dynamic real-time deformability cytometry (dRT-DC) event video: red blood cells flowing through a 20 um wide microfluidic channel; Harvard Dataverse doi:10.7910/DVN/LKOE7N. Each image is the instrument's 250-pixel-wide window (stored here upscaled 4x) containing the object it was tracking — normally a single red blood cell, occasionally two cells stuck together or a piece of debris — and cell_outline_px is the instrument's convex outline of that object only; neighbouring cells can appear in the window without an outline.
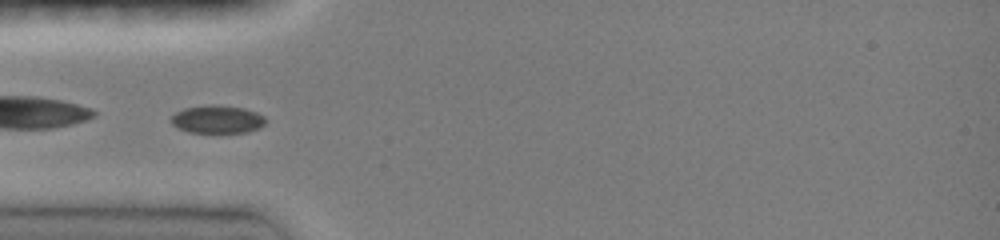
{"species": "common noctule bat (a hibernating species)", "species_latin": "Nyctalus noctula", "temperature_condition": "room temperature", "stored_images_in_passage": 32, "camera_frame_rate_fps": 3000, "um_per_image_px": 0.085, "animal": {"sex": "female", "body_mass_g": 19.0, "forearm_length_mm": 51.5}, "frame": {"image": 1, "passage_image": 1, "time_ms": 0.0, "image_size_px": [1000, 240], "cell_outline_px": [[264, 124], [260, 128], [248, 132], [188, 132], [172, 124], [168, 120], [176, 112], [184, 108], [208, 104], [220, 104], [244, 108], [256, 112], [264, 116]], "centroid_in_image_um": [18.46, 10.12], "position_along_channel_um": 66.5, "area_um2": 15.49}}
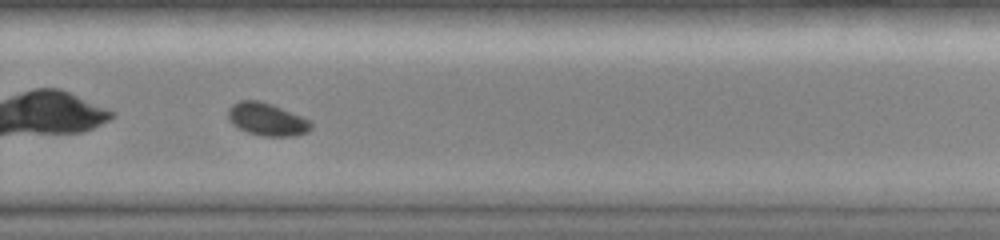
{"frame": {"image": 2, "passage_image": 19, "time_ms": 6.0, "image_size_px": [1000, 240], "cell_outline_px": [[312, 128], [308, 132], [296, 136], [260, 136], [248, 132], [232, 124], [228, 120], [228, 108], [232, 104], [240, 100], [260, 100], [272, 104], [300, 116], [308, 120], [312, 124]], "centroid_in_image_um": [22.67, 10.14], "position_along_channel_um": 307.1, "area_um2": 15.84}}